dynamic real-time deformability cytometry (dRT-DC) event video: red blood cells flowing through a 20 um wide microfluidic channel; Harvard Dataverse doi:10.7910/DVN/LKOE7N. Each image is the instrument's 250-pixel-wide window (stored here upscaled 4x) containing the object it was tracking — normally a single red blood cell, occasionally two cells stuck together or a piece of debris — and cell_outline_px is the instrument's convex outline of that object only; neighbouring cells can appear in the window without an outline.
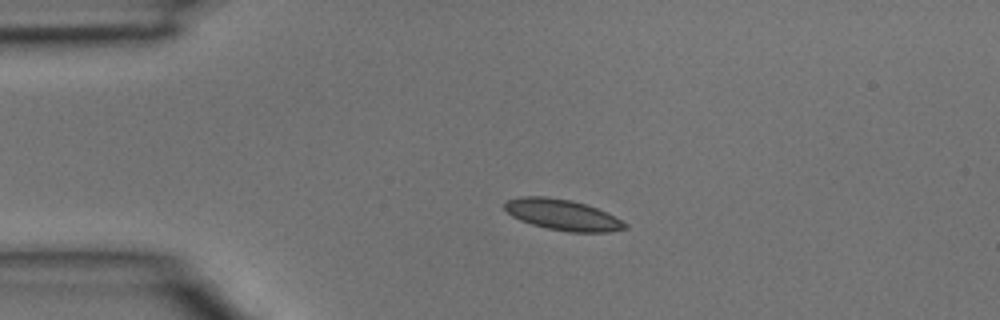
{"species": "common noctule bat (a hibernating species)", "species_latin": "Nyctalus noctula", "temperature_condition": "room temperature", "stored_images_in_passage": 3, "camera_frame_rate_fps": 3000, "um_per_image_px": 0.085, "animal": {"sex": "male", "body_mass_g": 15.6}, "frame": {"image": 1, "passage_image": 2, "time_ms": 0.333, "image_size_px": [1000, 320], "cell_outline_px": [[628, 228], [608, 232], [568, 232], [548, 228], [532, 224], [520, 220], [512, 216], [504, 208], [504, 204], [508, 200], [520, 196], [548, 196], [572, 200], [588, 204], [628, 224]], "centroid_in_image_um": [47.8, 18.25], "position_along_channel_um": 37.2, "area_um2": 21.56}}